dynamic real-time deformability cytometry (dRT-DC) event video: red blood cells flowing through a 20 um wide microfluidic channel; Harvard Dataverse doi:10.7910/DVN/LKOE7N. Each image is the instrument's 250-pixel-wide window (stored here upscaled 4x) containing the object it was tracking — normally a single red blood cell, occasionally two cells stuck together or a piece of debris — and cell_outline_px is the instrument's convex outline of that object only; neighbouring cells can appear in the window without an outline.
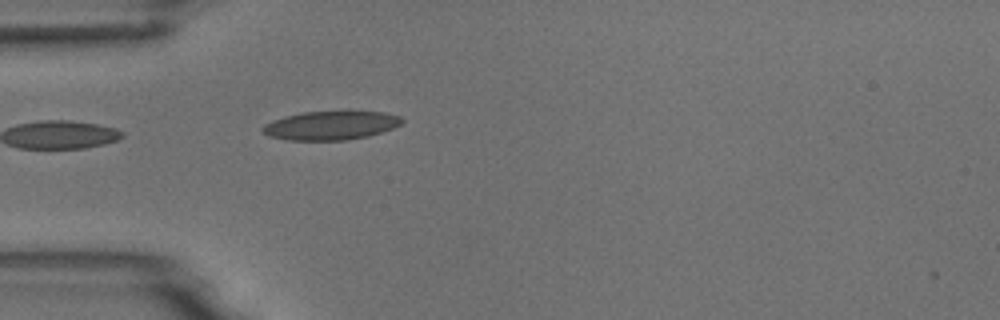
{"species": "common noctule bat (a hibernating species)", "species_latin": "Nyctalus noctula", "temperature_condition": "room temperature", "stored_images_in_passage": 1, "camera_frame_rate_fps": 3000, "um_per_image_px": 0.085, "animal": {"sex": "male", "body_mass_g": 18.8}, "frame": {"image": 1, "passage_image": 1, "time_ms": 0.0, "image_size_px": [1000, 320], "cell_outline_px": [[404, 120], [400, 124], [392, 128], [368, 136], [348, 140], [288, 140], [272, 136], [264, 132], [260, 128], [264, 124], [272, 120], [284, 116], [300, 112], [384, 112], [400, 116]], "centroid_in_image_um": [28.1, 10.66], "position_along_channel_um": 56.9, "area_um2": 23.12}}